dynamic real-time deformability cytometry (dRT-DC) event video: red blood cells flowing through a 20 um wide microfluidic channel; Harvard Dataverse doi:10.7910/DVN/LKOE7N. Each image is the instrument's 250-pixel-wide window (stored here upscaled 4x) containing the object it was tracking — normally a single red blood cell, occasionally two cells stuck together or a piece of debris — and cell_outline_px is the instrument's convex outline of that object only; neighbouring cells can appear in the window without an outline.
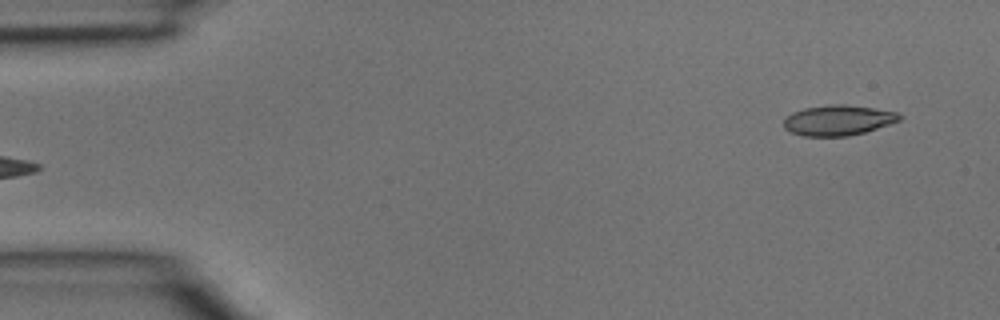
{"species": "common noctule bat (a hibernating species)", "species_latin": "Nyctalus noctula", "temperature_condition": "room temperature", "stored_images_in_passage": 4, "camera_frame_rate_fps": 3000, "um_per_image_px": 0.085, "animal": {"sex": "male", "body_mass_g": 15.6}, "frame": {"image": 1, "passage_image": 4, "time_ms": 1.0, "image_size_px": [1000, 320], "cell_outline_px": [[904, 116], [900, 120], [864, 132], [848, 136], [804, 136], [792, 132], [784, 128], [784, 116], [792, 112], [804, 108], [828, 104], [844, 104], [872, 108], [896, 112]], "centroid_in_image_um": [71.2, 10.21], "position_along_channel_um": 13.8, "area_um2": 20.4}}